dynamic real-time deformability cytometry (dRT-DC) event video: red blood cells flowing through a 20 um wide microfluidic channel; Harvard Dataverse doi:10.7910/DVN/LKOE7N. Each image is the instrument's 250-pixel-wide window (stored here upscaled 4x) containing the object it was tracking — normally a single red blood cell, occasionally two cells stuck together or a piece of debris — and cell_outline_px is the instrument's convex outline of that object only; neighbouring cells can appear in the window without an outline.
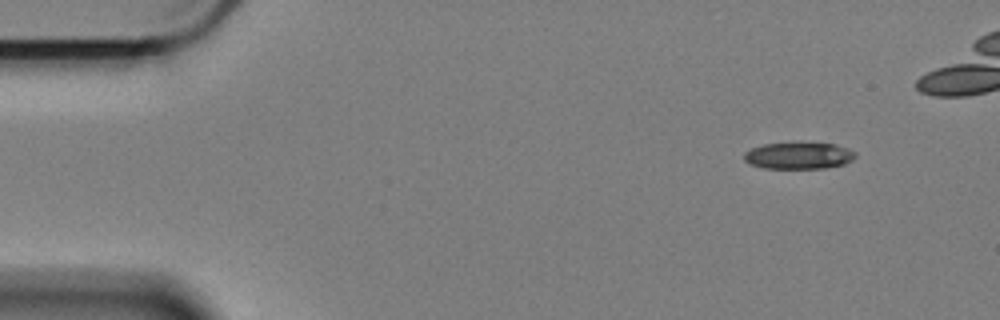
{"species": "Egyptian fruit bat (a non-hibernating species)", "species_latin": "Rousettus aegyptiacus", "temperature_condition": "cold", "stored_images_in_passage": 48, "camera_frame_rate_fps": 3000, "um_per_image_px": 0.085, "animal": {"sex": "female"}, "frame": {"image": 1, "passage_image": 1, "time_ms": 0.0, "image_size_px": [1000, 320], "cell_outline_px": [[856, 156], [852, 160], [844, 164], [824, 168], [764, 168], [752, 164], [744, 160], [744, 152], [752, 148], [764, 144], [792, 140], [832, 144], [848, 148], [856, 152]], "centroid_in_image_um": [67.89, 13.19], "position_along_channel_um": 17.1, "area_um2": 17.86}}
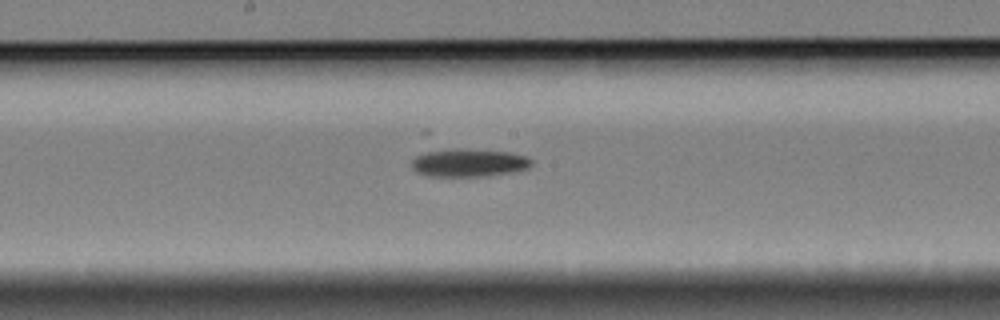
{"frame": {"image": 2, "passage_image": 26, "time_ms": 8.333, "image_size_px": [1000, 320], "cell_outline_px": [[532, 164], [528, 168], [508, 172], [484, 176], [428, 176], [416, 172], [412, 168], [412, 160], [416, 156], [428, 152], [452, 148], [508, 152], [524, 156], [532, 160]], "centroid_in_image_um": [39.81, 13.84], "position_along_channel_um": 208.4, "area_um2": 19.19}}
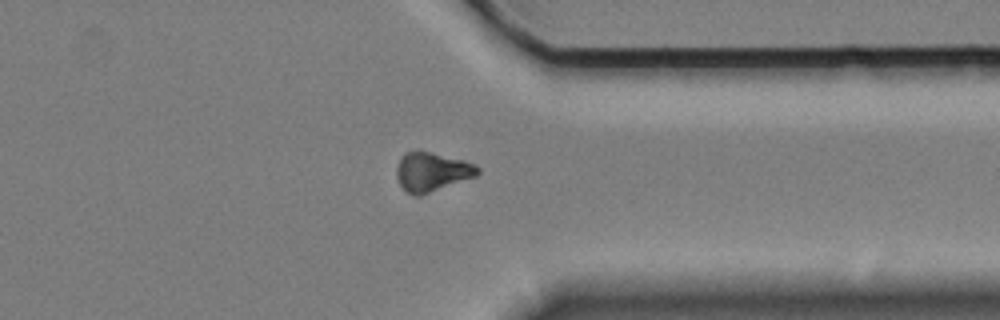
{"frame": {"image": 3, "passage_image": 41, "time_ms": 13.333, "image_size_px": [1000, 320], "cell_outline_px": [[480, 172], [476, 176], [420, 196], [412, 196], [400, 184], [396, 176], [396, 168], [400, 156], [404, 152], [420, 148], [464, 160], [476, 164], [480, 168]], "centroid_in_image_um": [36.69, 14.56], "position_along_channel_um": 374.7, "area_um2": 19.02}, "authors_computed_cell_mechanics": {"area_um2": 18.785, "velocity_mm_per_s": 3.3906, "shape_relaxation_time_tau1_ms": 4.7914, "shape_relaxation_time_tau2_ms": null, "deformation_change_tau1": 0.2017, "deformation_change_tau2": null}}